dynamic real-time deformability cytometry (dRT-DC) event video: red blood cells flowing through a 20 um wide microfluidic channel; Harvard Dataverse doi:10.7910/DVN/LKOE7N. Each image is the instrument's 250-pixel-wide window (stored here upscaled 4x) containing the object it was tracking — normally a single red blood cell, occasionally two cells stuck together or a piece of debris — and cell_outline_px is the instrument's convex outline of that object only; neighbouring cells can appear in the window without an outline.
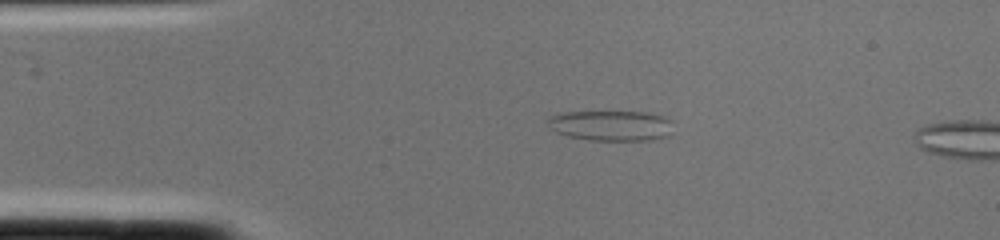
{"species": "common noctule bat (a hibernating species)", "species_latin": "Nyctalus noctula", "temperature_condition": "cold", "stored_images_in_passage": 2, "camera_frame_rate_fps": 3000, "um_per_image_px": 0.085, "animal": {"sex": "female", "body_mass_g": 22.0, "forearm_length_mm": 56.7}, "frame": {"image": 1, "passage_image": 2, "time_ms": 0.333, "image_size_px": [1000, 240], "cell_outline_px": [[672, 120], [668, 136], [652, 140], [588, 140], [568, 136], [556, 132], [548, 128], [548, 116], [560, 112], [648, 112], [664, 116]], "centroid_in_image_um": [51.91, 10.67], "position_along_channel_um": 33.1, "area_um2": 22.37}}